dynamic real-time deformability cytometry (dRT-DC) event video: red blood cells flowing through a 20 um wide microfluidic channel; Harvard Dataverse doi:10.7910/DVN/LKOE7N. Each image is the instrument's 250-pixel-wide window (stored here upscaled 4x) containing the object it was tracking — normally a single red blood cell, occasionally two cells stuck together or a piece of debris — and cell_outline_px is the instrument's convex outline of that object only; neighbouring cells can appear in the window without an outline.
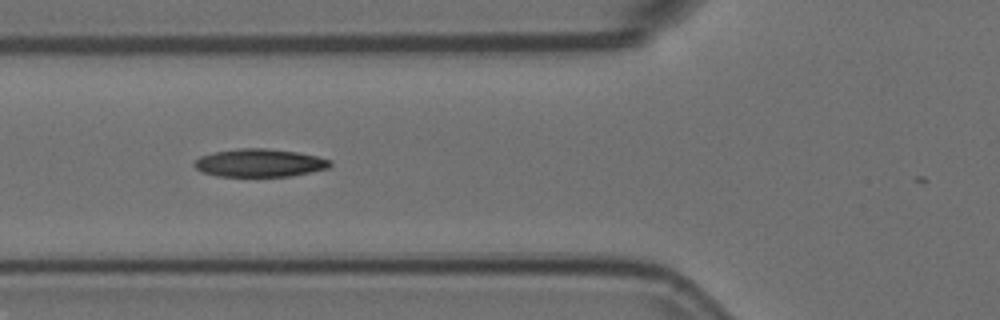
{"species": "Egyptian fruit bat (a non-hibernating species)", "species_latin": "Rousettus aegyptiacus", "temperature_condition": "room temperature", "stored_images_in_passage": 6, "camera_frame_rate_fps": 3000, "um_per_image_px": 0.085, "animal": {"sex": "female"}, "frame": {"image": 1, "passage_image": 2, "time_ms": 0.333, "image_size_px": [1000, 320], "cell_outline_px": [[332, 164], [328, 168], [292, 176], [216, 176], [204, 172], [196, 168], [192, 164], [200, 156], [212, 152], [240, 148], [268, 148], [296, 152], [316, 156], [332, 160]], "centroid_in_image_um": [22.06, 13.84], "position_along_channel_um": 103.7, "area_um2": 22.14}}
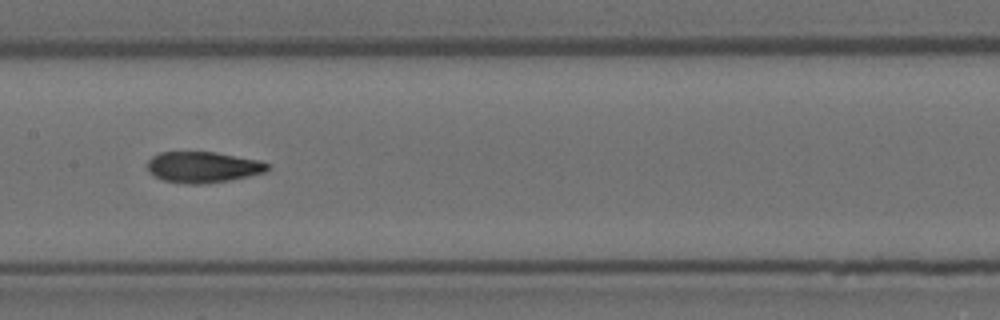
{"frame": {"image": 2, "passage_image": 4, "time_ms": 1.0, "image_size_px": [1000, 320], "cell_outline_px": [[268, 168], [264, 172], [248, 176], [228, 180], [204, 184], [184, 184], [164, 180], [152, 176], [148, 172], [148, 160], [152, 156], [160, 152], [212, 152], [260, 160], [268, 164]], "centroid_in_image_um": [17.2, 14.21], "position_along_channel_um": 190.2, "area_um2": 21.62}}
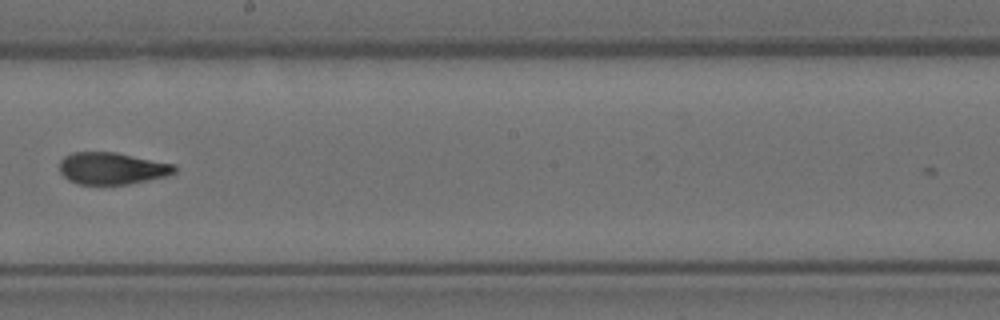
{"frame": {"image": 3, "passage_image": 5, "time_ms": 1.333, "image_size_px": [1000, 320], "cell_outline_px": [[176, 172], [168, 176], [128, 184], [76, 184], [68, 180], [60, 172], [60, 160], [64, 156], [72, 152], [116, 152], [176, 164]], "centroid_in_image_um": [9.53, 14.3], "position_along_channel_um": 238.7, "area_um2": 21.62}}